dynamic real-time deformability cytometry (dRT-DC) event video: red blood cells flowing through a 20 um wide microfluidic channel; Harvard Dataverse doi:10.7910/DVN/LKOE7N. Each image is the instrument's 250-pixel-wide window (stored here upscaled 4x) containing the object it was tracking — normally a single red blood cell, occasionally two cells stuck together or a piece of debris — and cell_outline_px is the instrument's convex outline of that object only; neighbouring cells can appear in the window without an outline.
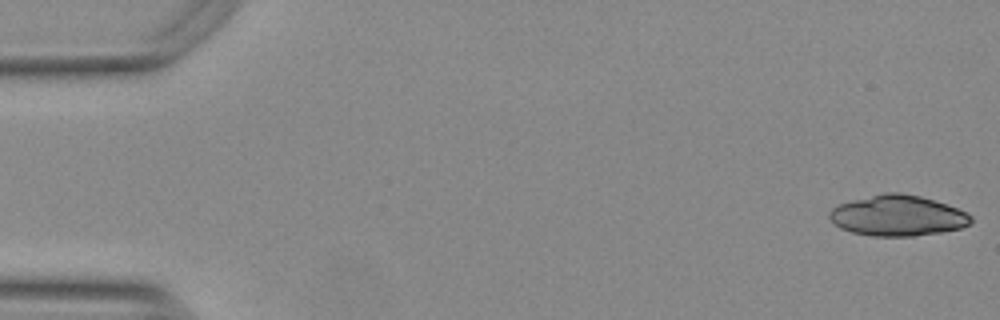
{"species": "Egyptian fruit bat (a non-hibernating species)", "species_latin": "Rousettus aegyptiacus", "temperature_condition": "warm", "stored_images_in_passage": 23, "camera_frame_rate_fps": 3000, "um_per_image_px": 0.085, "animal": {"sex": "female"}, "frame": {"image": 1, "passage_image": 1, "time_ms": 0.0, "image_size_px": [1000, 320], "cell_outline_px": [[972, 224], [960, 228], [940, 232], [912, 236], [872, 236], [852, 232], [840, 228], [828, 216], [828, 212], [832, 208], [840, 204], [852, 200], [884, 192], [900, 192], [920, 196], [956, 208], [972, 216]], "centroid_in_image_um": [76.29, 18.33], "position_along_channel_um": 8.7, "area_um2": 33.29}}